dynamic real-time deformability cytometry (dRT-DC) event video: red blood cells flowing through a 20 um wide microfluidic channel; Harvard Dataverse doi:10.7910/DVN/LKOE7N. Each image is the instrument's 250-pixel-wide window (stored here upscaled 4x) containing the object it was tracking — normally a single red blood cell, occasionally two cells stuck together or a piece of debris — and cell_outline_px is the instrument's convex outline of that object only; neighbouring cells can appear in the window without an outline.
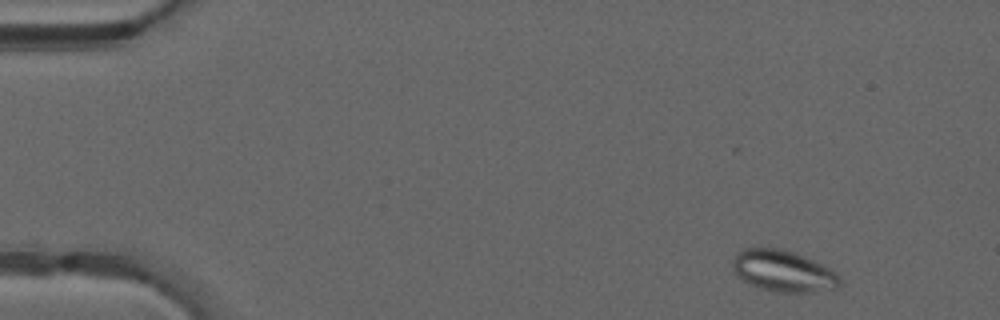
{"species": "common noctule bat (a hibernating species)", "species_latin": "Nyctalus noctula", "temperature_condition": "warm", "stored_images_in_passage": 47, "camera_frame_rate_fps": 3000, "um_per_image_px": 0.085, "animal": {"sex": "male", "forearm_length_mm": 52.5}, "frame": {"image": 1, "passage_image": 3, "time_ms": 0.667, "image_size_px": [1000, 320], "cell_outline_px": [[840, 288], [808, 292], [772, 292], [760, 288], [736, 276], [732, 268], [732, 260], [736, 252], [740, 248], [776, 248], [792, 252], [804, 256], [836, 272], [840, 276]], "centroid_in_image_um": [66.54, 23.04], "position_along_channel_um": 18.5, "area_um2": 25.89}}
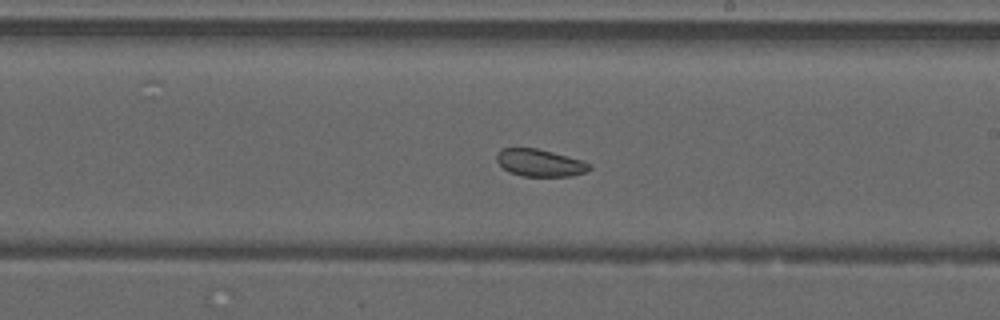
{"frame": {"image": 2, "passage_image": 27, "time_ms": 8.667, "image_size_px": [1000, 320], "cell_outline_px": [[592, 168], [584, 172], [572, 176], [524, 176], [508, 172], [496, 160], [496, 156], [500, 148], [536, 148], [552, 152], [580, 160], [592, 164]], "centroid_in_image_um": [45.87, 13.84], "position_along_channel_um": 243.1, "area_um2": 14.62}}
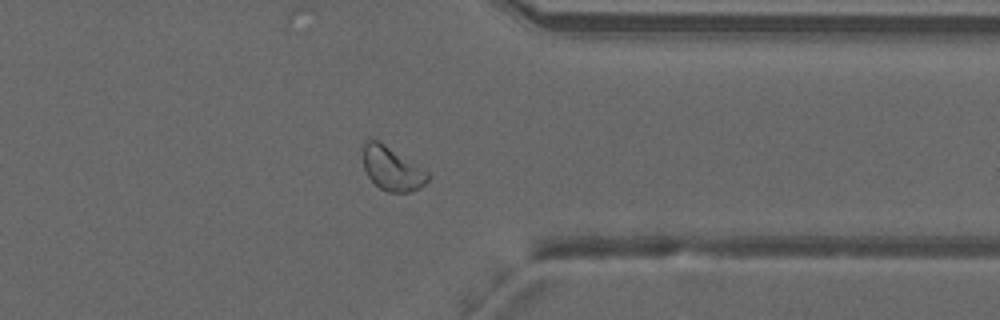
{"frame": {"image": 3, "passage_image": 37, "time_ms": 12.0, "image_size_px": [1000, 320], "cell_outline_px": [[428, 180], [420, 188], [408, 192], [388, 192], [380, 188], [368, 176], [364, 168], [364, 144], [368, 136], [384, 144], [428, 172]], "centroid_in_image_um": [33.3, 14.33], "position_along_channel_um": 378.1, "area_um2": 16.13}, "authors_computed_cell_mechanics": {"area_um2": 18.6694, "velocity_mm_per_s": 4.1912, "shape_relaxation_time_tau1_ms": null, "shape_relaxation_time_tau2_ms": 2.4015, "deformation_change_tau1": null, "deformation_change_tau2": 0.0668}}